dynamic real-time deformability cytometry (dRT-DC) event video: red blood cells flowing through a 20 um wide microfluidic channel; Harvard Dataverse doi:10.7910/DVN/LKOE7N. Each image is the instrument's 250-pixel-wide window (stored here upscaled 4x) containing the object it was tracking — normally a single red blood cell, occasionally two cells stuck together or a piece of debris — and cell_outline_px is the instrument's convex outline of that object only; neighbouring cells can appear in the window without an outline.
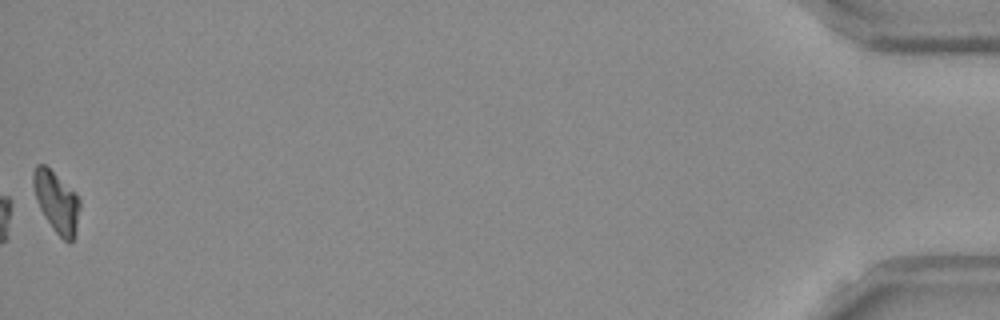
{"species": "Egyptian fruit bat (a non-hibernating species)", "species_latin": "Rousettus aegyptiacus", "temperature_condition": "room temperature", "stored_images_in_passage": 42, "camera_frame_rate_fps": 3000, "um_per_image_px": 0.085, "frame": {"image": 1, "passage_image": 42, "time_ms": 13.667, "image_size_px": [1000, 320], "cell_outline_px": [[80, 208], [76, 228], [72, 244], [68, 244], [52, 228], [44, 216], [36, 200], [32, 184], [32, 172], [36, 164], [44, 164], [76, 192], [80, 200]], "centroid_in_image_um": [4.8, 17.15], "position_along_channel_um": 430.4, "area_um2": 16.7}, "authors_computed_cell_mechanics": {"area_um2": 17.1377, "velocity_mm_per_s": 3.8111, "shape_relaxation_time_tau1_ms": 3.1816, "shape_relaxation_time_tau2_ms": null, "deformation_change_tau1": 0.167, "deformation_change_tau2": null}}